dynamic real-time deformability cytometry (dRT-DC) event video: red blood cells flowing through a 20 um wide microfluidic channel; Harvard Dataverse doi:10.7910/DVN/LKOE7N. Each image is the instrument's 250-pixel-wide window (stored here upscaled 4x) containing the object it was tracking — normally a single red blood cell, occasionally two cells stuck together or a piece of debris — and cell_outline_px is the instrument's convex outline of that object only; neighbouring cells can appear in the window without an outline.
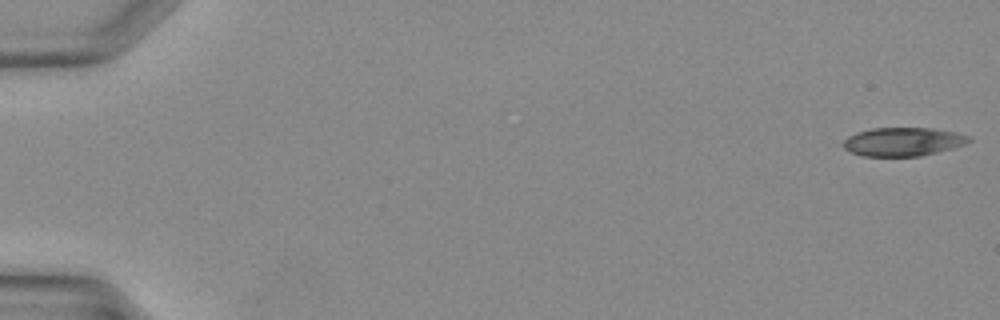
{"species": "Egyptian fruit bat (a non-hibernating species)", "species_latin": "Rousettus aegyptiacus", "temperature_condition": "warm", "stored_images_in_passage": 39, "segment_of_instrument_passage": [1, 2], "camera_frame_rate_fps": 3000, "um_per_image_px": 0.085, "animal": {"sex": "female"}, "frame": {"image": 1, "passage_image": 1, "time_ms": 0.0, "image_size_px": [1000, 320], "cell_outline_px": [[972, 140], [964, 144], [952, 148], [920, 156], [860, 156], [844, 148], [844, 140], [848, 136], [856, 132], [872, 128], [932, 128], [956, 132], [972, 136]], "centroid_in_image_um": [76.77, 12.04], "position_along_channel_um": 8.2, "area_um2": 20.92}}
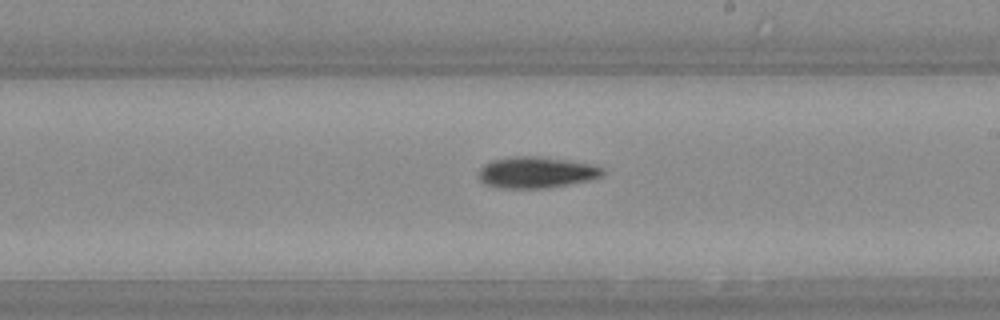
{"frame": {"image": 2, "passage_image": 23, "time_ms": 7.333, "image_size_px": [1000, 320], "cell_outline_px": [[604, 176], [592, 180], [544, 188], [504, 188], [484, 184], [480, 180], [480, 168], [484, 164], [492, 160], [516, 156], [532, 156], [568, 160], [596, 164], [604, 168]], "centroid_in_image_um": [45.65, 14.65], "position_along_channel_um": 243.3, "area_um2": 22.66}}
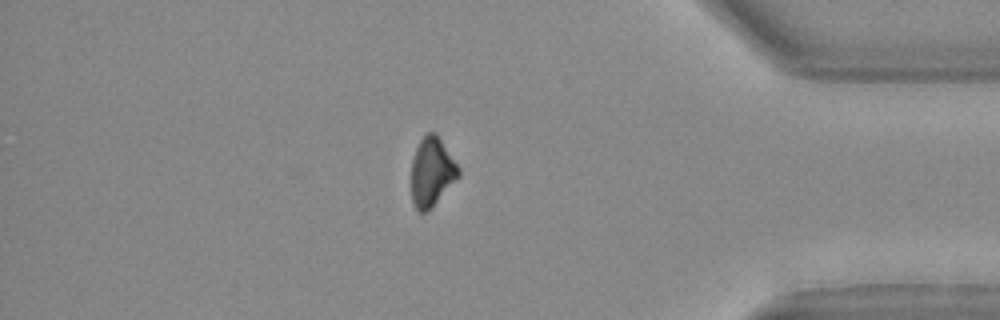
{"frame": {"image": 3, "passage_image": 33, "time_ms": 10.667, "image_size_px": [1000, 320], "cell_outline_px": [[460, 176], [424, 212], [420, 212], [412, 204], [412, 160], [416, 148], [420, 140], [428, 132], [436, 132], [460, 168]], "centroid_in_image_um": [36.7, 14.56], "position_along_channel_um": 398.5, "area_um2": 18.5}}